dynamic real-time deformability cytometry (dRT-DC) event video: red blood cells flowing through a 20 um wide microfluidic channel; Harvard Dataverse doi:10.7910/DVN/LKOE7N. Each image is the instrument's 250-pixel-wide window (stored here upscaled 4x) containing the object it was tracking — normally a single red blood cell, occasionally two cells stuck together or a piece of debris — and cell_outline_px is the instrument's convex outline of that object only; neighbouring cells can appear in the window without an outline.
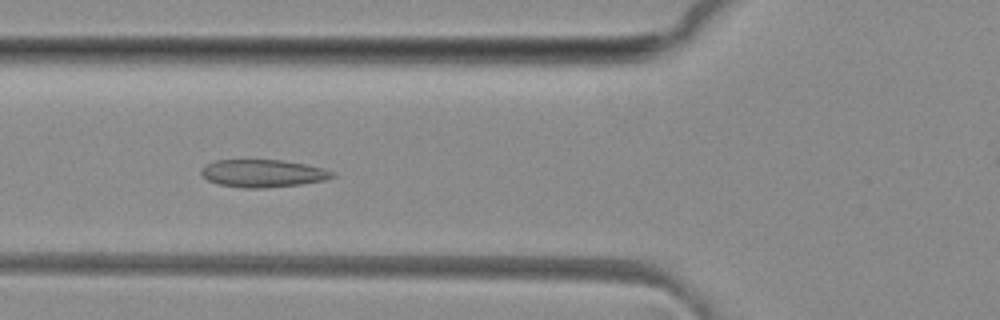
{"species": "common noctule bat (a hibernating species)", "species_latin": "Nyctalus noctula", "temperature_condition": "room temperature", "stored_images_in_passage": 38, "camera_frame_rate_fps": 3000, "um_per_image_px": 0.085, "animal": {"sex": "female", "body_mass_g": 29.2, "forearm_length_mm": 56.3}, "frame": {"image": 1, "passage_image": 17, "time_ms": 5.333, "image_size_px": [1000, 320], "cell_outline_px": [[336, 176], [324, 180], [300, 184], [264, 188], [244, 188], [216, 184], [200, 176], [200, 168], [216, 160], [280, 160], [304, 164], [324, 168], [336, 172]], "centroid_in_image_um": [22.33, 14.74], "position_along_channel_um": 103.5, "area_um2": 21.21}}
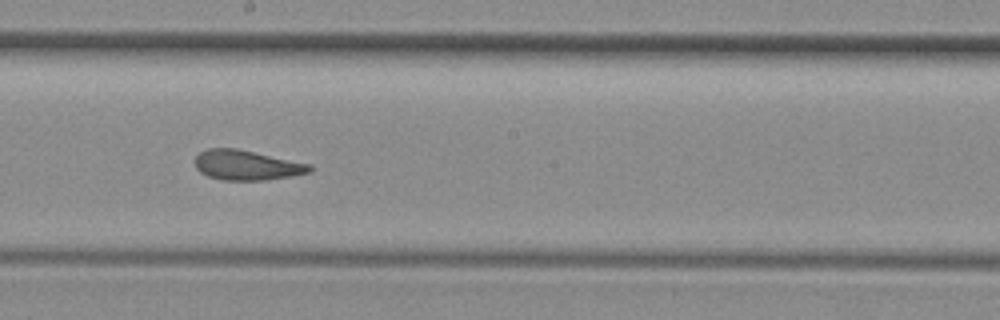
{"frame": {"image": 2, "passage_image": 26, "time_ms": 8.333, "image_size_px": [1000, 320], "cell_outline_px": [[312, 172], [292, 176], [268, 180], [224, 180], [208, 176], [200, 172], [196, 168], [196, 156], [200, 152], [208, 148], [236, 148], [312, 164]], "centroid_in_image_um": [21.01, 14.04], "position_along_channel_um": 227.2, "area_um2": 20.06}}
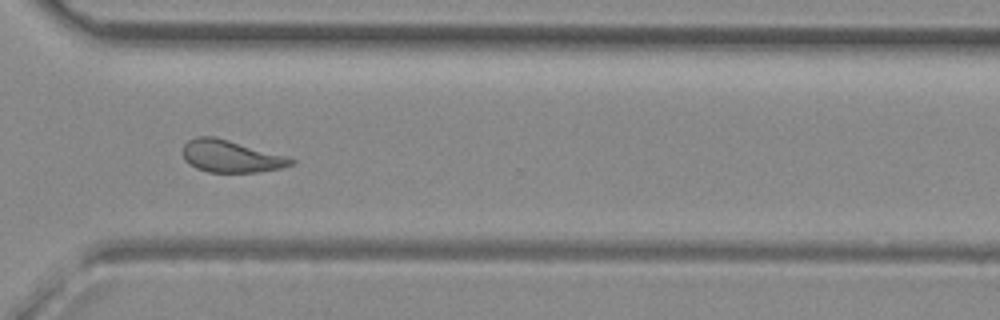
{"frame": {"image": 3, "passage_image": 35, "time_ms": 11.333, "image_size_px": [1000, 320], "cell_outline_px": [[296, 164], [280, 168], [256, 172], [208, 172], [196, 168], [188, 164], [184, 160], [184, 144], [188, 140], [196, 136], [212, 136], [228, 140], [284, 156], [296, 160]], "centroid_in_image_um": [19.59, 13.29], "position_along_channel_um": 351.0, "area_um2": 20.0}, "authors_computed_cell_mechanics": {"area_um2": 20.5479, "velocity_mm_per_s": 4.121, "shape_relaxation_time_tau1_ms": null, "shape_relaxation_time_tau2_ms": 2.4169, "deformation_change_tau1": null, "deformation_change_tau2": 0.0876}}